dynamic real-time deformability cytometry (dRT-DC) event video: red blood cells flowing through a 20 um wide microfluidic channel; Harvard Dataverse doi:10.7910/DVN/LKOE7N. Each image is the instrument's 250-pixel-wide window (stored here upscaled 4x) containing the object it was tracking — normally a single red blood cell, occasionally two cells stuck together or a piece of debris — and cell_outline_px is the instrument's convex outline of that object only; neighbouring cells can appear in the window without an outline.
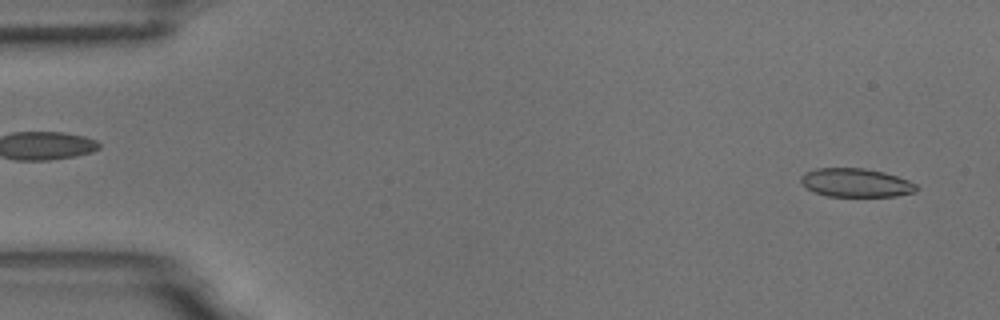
{"species": "common noctule bat (a hibernating species)", "species_latin": "Nyctalus noctula", "temperature_condition": "room temperature", "stored_images_in_passage": 10, "camera_frame_rate_fps": 3000, "um_per_image_px": 0.085, "animal": {"sex": "male", "body_mass_g": 18.8}, "frame": {"image": 1, "passage_image": 1, "time_ms": 0.0, "image_size_px": [1000, 320], "cell_outline_px": [[916, 192], [896, 196], [828, 196], [816, 192], [808, 188], [800, 180], [800, 176], [804, 172], [816, 168], [864, 168], [884, 172], [908, 180], [916, 184]], "centroid_in_image_um": [72.75, 15.52], "position_along_channel_um": 12.3, "area_um2": 19.13}}